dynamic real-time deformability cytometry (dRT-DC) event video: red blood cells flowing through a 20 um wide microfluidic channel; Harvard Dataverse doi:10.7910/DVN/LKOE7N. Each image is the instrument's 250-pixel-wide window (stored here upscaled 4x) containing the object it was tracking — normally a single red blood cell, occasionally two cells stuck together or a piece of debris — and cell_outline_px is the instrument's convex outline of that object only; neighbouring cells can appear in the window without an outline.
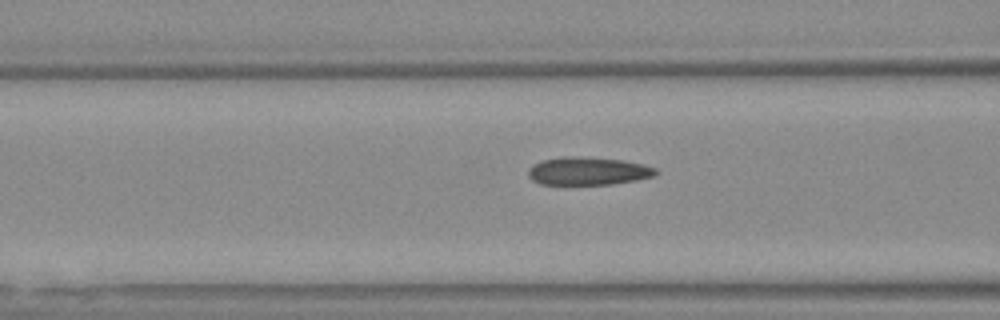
{"species": "Egyptian fruit bat (a non-hibernating species)", "species_latin": "Rousettus aegyptiacus", "temperature_condition": "warm", "stored_images_in_passage": 23, "camera_frame_rate_fps": 3000, "um_per_image_px": 0.085, "animal": {"sex": "female"}, "frame": {"image": 1, "passage_image": 17, "time_ms": 5.333, "image_size_px": [1000, 320], "cell_outline_px": [[660, 172], [652, 176], [636, 180], [612, 184], [540, 184], [532, 180], [528, 176], [528, 172], [532, 164], [544, 160], [564, 156], [576, 156], [624, 160], [644, 164], [656, 168]], "centroid_in_image_um": [50.0, 14.53], "position_along_channel_um": 116.6, "area_um2": 20.81}}
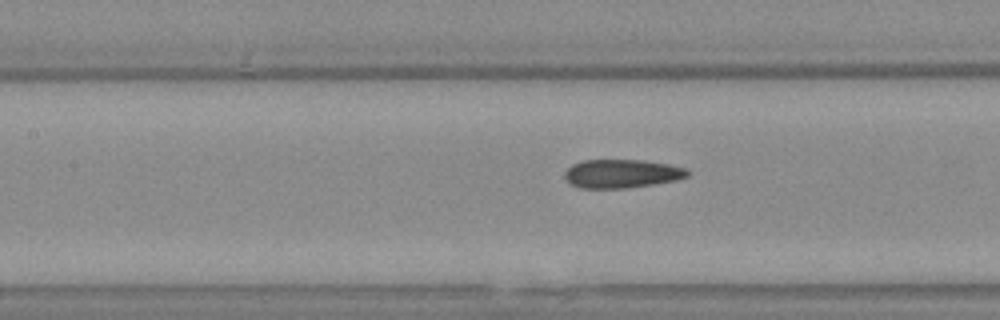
{"frame": {"image": 2, "passage_image": 20, "time_ms": 6.333, "image_size_px": [1000, 320], "cell_outline_px": [[688, 176], [676, 180], [652, 184], [624, 188], [580, 188], [564, 180], [564, 172], [572, 164], [584, 160], [644, 160], [668, 164], [684, 168], [688, 172]], "centroid_in_image_um": [52.8, 14.76], "position_along_channel_um": 154.6, "area_um2": 20.35}}